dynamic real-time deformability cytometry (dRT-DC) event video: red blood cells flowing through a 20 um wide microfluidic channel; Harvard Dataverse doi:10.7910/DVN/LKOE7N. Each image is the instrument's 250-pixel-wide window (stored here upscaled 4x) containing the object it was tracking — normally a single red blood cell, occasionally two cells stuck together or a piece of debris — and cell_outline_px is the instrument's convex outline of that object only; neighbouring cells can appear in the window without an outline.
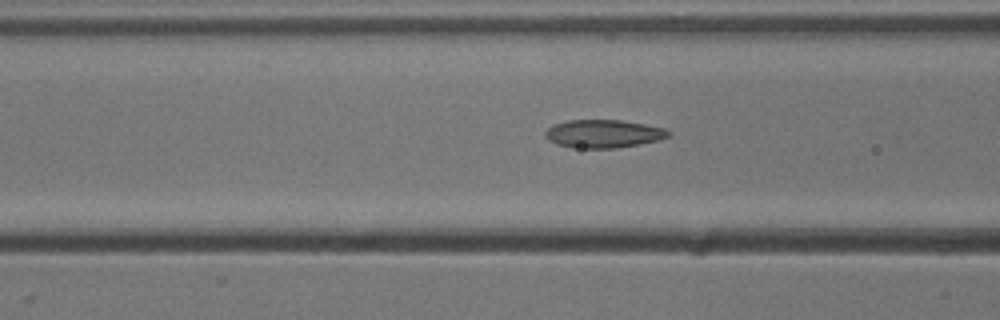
{"species": "common noctule bat (a hibernating species)", "species_latin": "Nyctalus noctula", "temperature_condition": "cold", "stored_images_in_passage": 16, "camera_frame_rate_fps": 3000, "um_per_image_px": 0.085, "animal": {"sex": "male", "body_mass_g": 13.3}, "frame": {"image": 1, "passage_image": 14, "time_ms": 4.333, "image_size_px": [1000, 320], "cell_outline_px": [[672, 136], [656, 140], [616, 148], [572, 148], [556, 144], [548, 140], [544, 136], [544, 132], [548, 128], [556, 124], [568, 120], [620, 120], [644, 124], [664, 128], [672, 132]], "centroid_in_image_um": [51.27, 11.37], "position_along_channel_um": 115.3, "area_um2": 20.11}}